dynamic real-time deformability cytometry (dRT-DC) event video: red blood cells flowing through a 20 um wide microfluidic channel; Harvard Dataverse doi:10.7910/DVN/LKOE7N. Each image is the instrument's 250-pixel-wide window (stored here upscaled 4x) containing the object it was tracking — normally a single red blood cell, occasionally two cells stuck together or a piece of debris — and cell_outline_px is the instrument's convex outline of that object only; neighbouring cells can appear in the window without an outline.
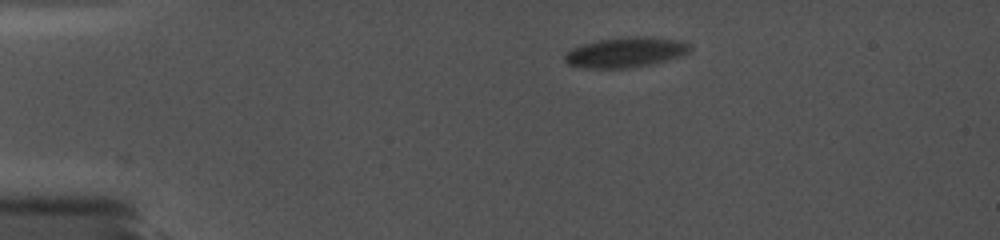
{"species": "common noctule bat (a hibernating species)", "species_latin": "Nyctalus noctula", "temperature_condition": "cold", "stored_images_in_passage": 18, "camera_frame_rate_fps": 5000, "um_per_image_px": 0.085, "animal": {"sex": "female", "body_mass_g": 19.0, "forearm_length_mm": 56.7}, "frame": {"image": 1, "passage_image": 1, "time_ms": 0.0, "image_size_px": [1000, 240], "cell_outline_px": [[692, 48], [688, 52], [680, 56], [668, 60], [652, 64], [624, 68], [584, 68], [568, 64], [564, 60], [564, 56], [572, 48], [584, 44], [600, 40], [628, 36], [644, 36], [680, 40], [688, 44]], "centroid_in_image_um": [53.19, 4.44], "position_along_channel_um": 31.8, "area_um2": 21.85}}
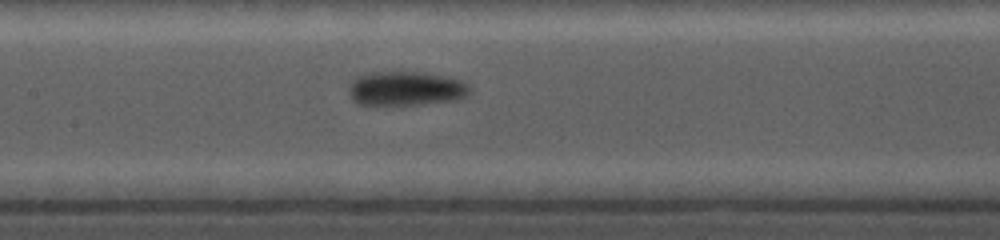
{"frame": {"image": 2, "passage_image": 16, "time_ms": 5.6, "image_size_px": [1000, 240], "cell_outline_px": [[468, 92], [464, 96], [452, 100], [420, 104], [376, 108], [356, 104], [352, 100], [348, 92], [348, 88], [352, 80], [356, 76], [364, 72], [424, 72], [448, 76], [460, 80], [468, 84]], "centroid_in_image_um": [34.35, 7.55], "position_along_channel_um": 173.0, "area_um2": 25.03}}
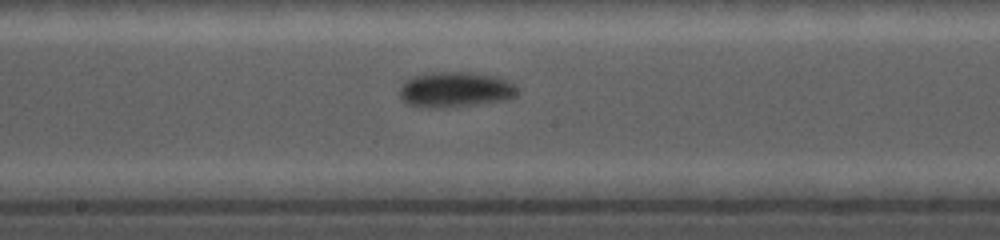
{"frame": {"image": 3, "passage_image": 18, "time_ms": 6.6, "image_size_px": [1000, 240], "cell_outline_px": [[520, 92], [516, 96], [504, 100], [476, 104], [436, 108], [428, 108], [408, 104], [400, 96], [400, 88], [404, 80], [412, 76], [428, 72], [468, 72], [492, 76], [508, 80], [516, 84]], "centroid_in_image_um": [38.71, 7.6], "position_along_channel_um": 209.5, "area_um2": 24.39}}